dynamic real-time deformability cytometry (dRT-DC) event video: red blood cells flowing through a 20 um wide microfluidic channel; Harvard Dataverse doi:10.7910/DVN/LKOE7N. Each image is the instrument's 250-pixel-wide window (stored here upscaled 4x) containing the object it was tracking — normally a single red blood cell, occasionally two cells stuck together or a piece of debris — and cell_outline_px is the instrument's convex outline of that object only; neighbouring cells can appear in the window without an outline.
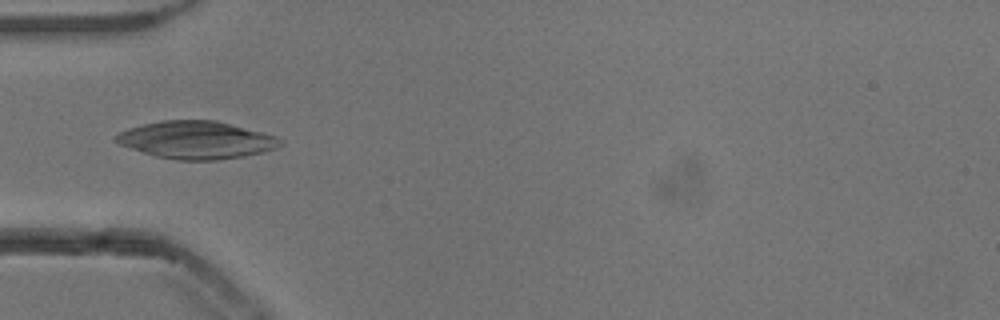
{"species": "common noctule bat (a hibernating species)", "species_latin": "Nyctalus noctula", "temperature_condition": "cold", "stored_images_in_passage": 49, "camera_frame_rate_fps": 3000, "um_per_image_px": 0.085, "animal": {"sex": "male", "body_mass_g": 13.3}, "frame": {"image": 1, "passage_image": 13, "time_ms": 4.0, "image_size_px": [1000, 320], "cell_outline_px": [[280, 144], [276, 148], [244, 156], [216, 160], [176, 160], [156, 156], [120, 144], [116, 140], [116, 136], [120, 132], [128, 128], [160, 120], [216, 120], [276, 136], [280, 140]], "centroid_in_image_um": [16.68, 11.89], "position_along_channel_um": 68.3, "area_um2": 35.43}}
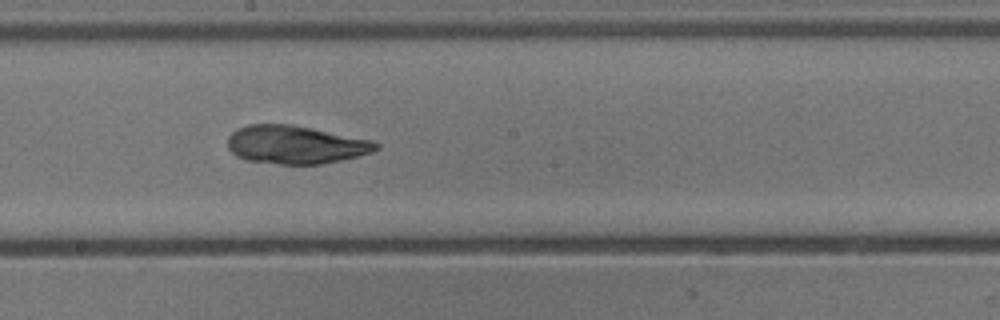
{"frame": {"image": 2, "passage_image": 25, "time_ms": 8.0, "image_size_px": [1000, 320], "cell_outline_px": [[380, 148], [372, 152], [324, 164], [280, 164], [244, 160], [236, 156], [228, 148], [228, 136], [236, 128], [248, 124], [288, 124], [312, 128], [372, 140], [380, 144]], "centroid_in_image_um": [25.1, 12.3], "position_along_channel_um": 223.1, "area_um2": 33.12}}
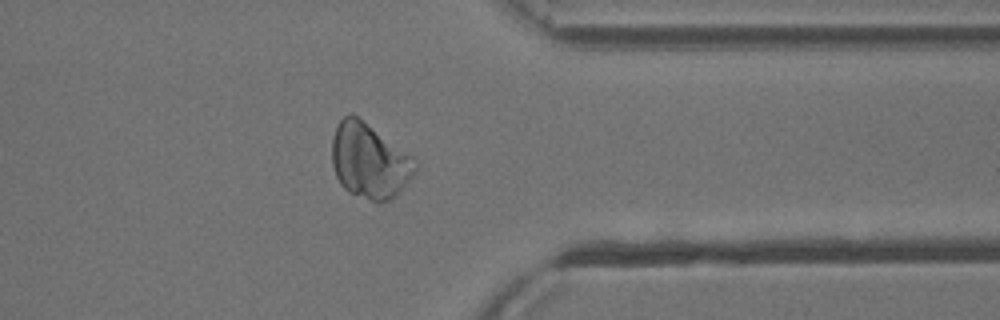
{"frame": {"image": 3, "passage_image": 38, "time_ms": 12.333, "image_size_px": [1000, 320], "cell_outline_px": [[416, 172], [396, 196], [380, 204], [348, 192], [340, 184], [336, 176], [332, 164], [332, 140], [336, 128], [340, 120], [344, 116], [352, 112], [408, 156], [416, 168]], "centroid_in_image_um": [31.33, 13.72], "position_along_channel_um": 380.1, "area_um2": 35.43}}